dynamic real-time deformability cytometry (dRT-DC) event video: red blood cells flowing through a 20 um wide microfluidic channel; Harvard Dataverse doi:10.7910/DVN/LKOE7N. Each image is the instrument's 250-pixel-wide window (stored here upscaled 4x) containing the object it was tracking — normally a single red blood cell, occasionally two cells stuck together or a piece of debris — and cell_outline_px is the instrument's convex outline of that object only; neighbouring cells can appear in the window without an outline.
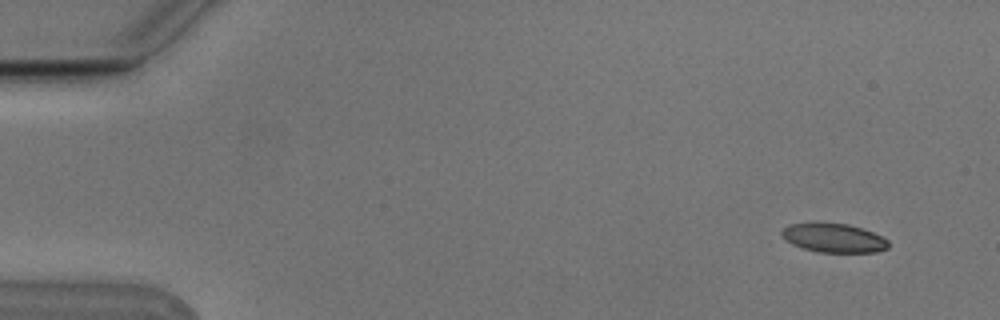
{"species": "Egyptian fruit bat (a non-hibernating species)", "species_latin": "Rousettus aegyptiacus", "temperature_condition": "cold", "stored_images_in_passage": 7, "camera_frame_rate_fps": 3000, "um_per_image_px": 0.085, "animal": {"sex": "male"}, "frame": {"image": 1, "passage_image": 1, "time_ms": 0.0, "image_size_px": [1000, 320], "cell_outline_px": [[888, 248], [876, 252], [816, 252], [792, 244], [780, 232], [788, 224], [848, 224], [872, 232], [888, 240]], "centroid_in_image_um": [70.89, 20.25], "position_along_channel_um": 14.1, "area_um2": 17.46}}
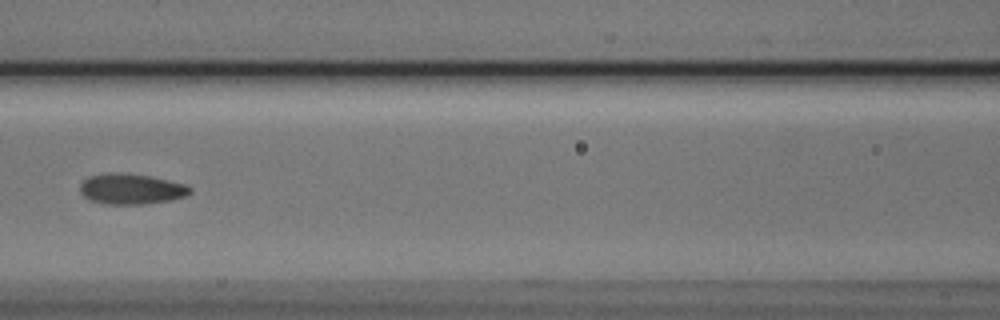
{"frame": {"image": 2, "passage_image": 7, "time_ms": 2.0, "image_size_px": [1000, 320], "cell_outline_px": [[192, 192], [188, 196], [168, 200], [144, 204], [104, 204], [92, 200], [84, 196], [80, 192], [80, 184], [88, 176], [108, 172], [112, 172], [148, 176], [188, 184], [192, 188]], "centroid_in_image_um": [11.17, 16.06], "position_along_channel_um": 155.4, "area_um2": 19.59}}